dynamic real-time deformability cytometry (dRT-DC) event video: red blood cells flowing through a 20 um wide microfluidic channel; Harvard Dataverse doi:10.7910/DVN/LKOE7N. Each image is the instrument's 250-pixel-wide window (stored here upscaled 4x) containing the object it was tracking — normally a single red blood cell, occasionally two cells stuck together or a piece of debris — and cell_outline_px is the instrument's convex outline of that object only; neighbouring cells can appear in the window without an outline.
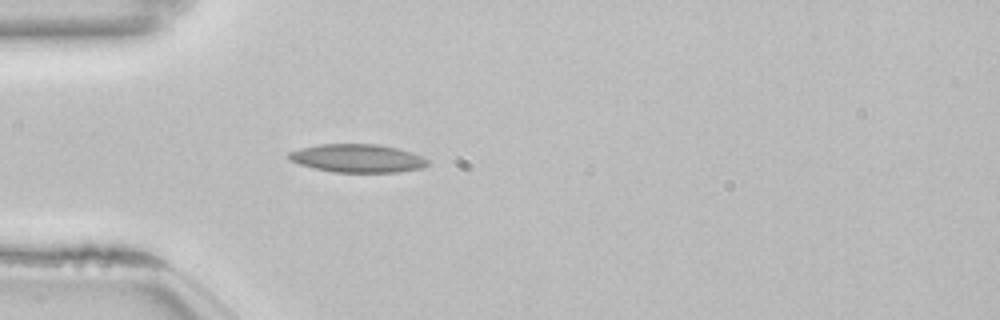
{"species": "common noctule bat (a hibernating species)", "species_latin": "Nyctalus noctula", "temperature_condition": "room temperature", "stored_images_in_passage": 45, "camera_frame_rate_fps": 3000, "um_per_image_px": 0.085, "animal": {"sex": "female", "body_mass_g": 22.7, "forearm_length_mm": 54.2}, "frame": {"image": 1, "passage_image": 7, "time_ms": 2.0, "image_size_px": [1000, 320], "cell_outline_px": [[432, 164], [424, 168], [396, 172], [332, 172], [300, 164], [288, 160], [288, 152], [300, 148], [320, 144], [376, 144], [396, 148], [412, 152], [428, 160]], "centroid_in_image_um": [30.4, 13.46], "position_along_channel_um": 54.6, "area_um2": 22.89}}
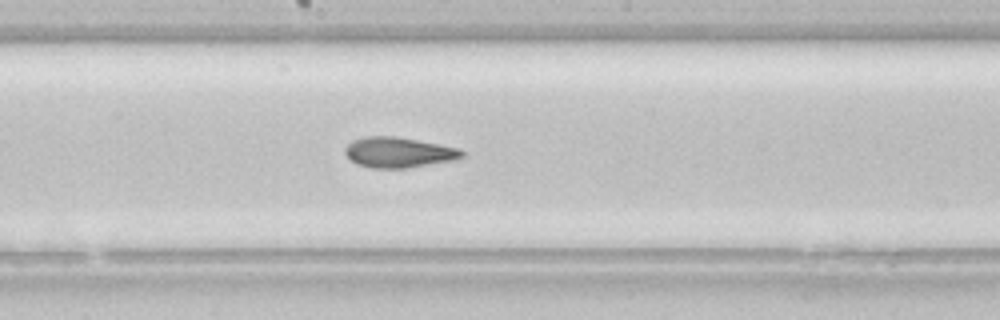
{"frame": {"image": 2, "passage_image": 20, "time_ms": 6.333, "image_size_px": [1000, 320], "cell_outline_px": [[464, 156], [456, 160], [404, 168], [372, 168], [356, 164], [344, 152], [344, 148], [352, 140], [364, 136], [396, 136], [440, 144], [460, 148], [464, 152]], "centroid_in_image_um": [33.89, 12.94], "position_along_channel_um": 214.3, "area_um2": 20.81}, "authors_computed_cell_mechanics": {"area_um2": 21.4438, "velocity_mm_per_s": 3.8529, "shape_relaxation_time_tau1_ms": 6.1846, "shape_relaxation_time_tau2_ms": 3.2382, "deformation_change_tau1": 0.1445, "deformation_change_tau2": 0.1026}}